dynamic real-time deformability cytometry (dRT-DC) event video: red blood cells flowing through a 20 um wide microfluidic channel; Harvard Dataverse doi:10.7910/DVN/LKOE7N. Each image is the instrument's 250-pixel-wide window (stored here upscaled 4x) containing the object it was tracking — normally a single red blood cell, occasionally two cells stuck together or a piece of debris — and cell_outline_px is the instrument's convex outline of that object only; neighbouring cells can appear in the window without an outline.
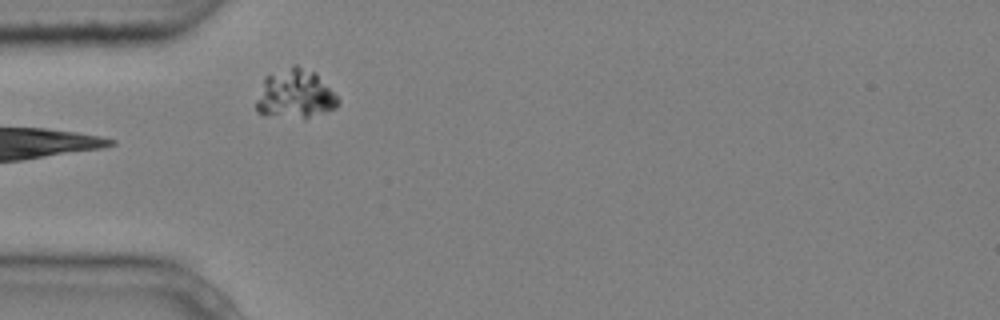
{"species": "common noctule bat (a hibernating species)", "species_latin": "Nyctalus noctula", "temperature_condition": "cold", "stored_images_in_passage": 4, "camera_frame_rate_fps": 3000, "um_per_image_px": 0.085, "animal": {"sex": "male", "body_mass_g": 20.4}, "frame": {"image": 1, "passage_image": 3, "time_ms": 0.667, "image_size_px": [1000, 320], "cell_outline_px": [[340, 104], [336, 108], [304, 120], [264, 116], [256, 112], [256, 100], [264, 76], [292, 64], [296, 64], [316, 72], [340, 100]], "centroid_in_image_um": [25.06, 8.02], "position_along_channel_um": 59.9, "area_um2": 24.28}}
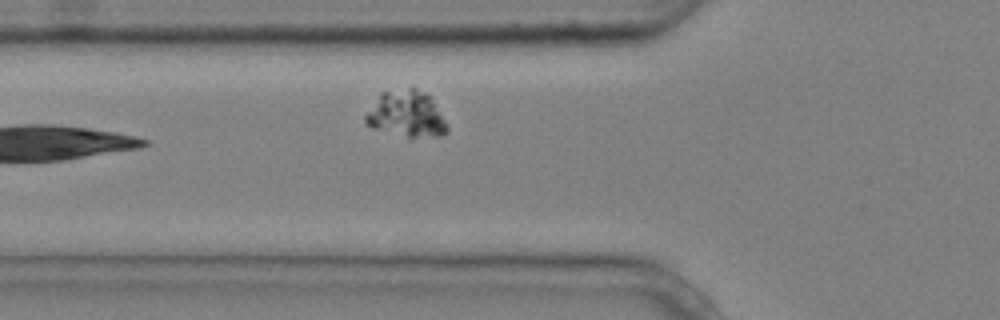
{"frame": {"image": 2, "passage_image": 4, "time_ms": 1.0, "image_size_px": [1000, 320], "cell_outline_px": [[448, 132], [440, 136], [408, 136], [372, 128], [364, 120], [364, 116], [380, 92], [408, 88], [416, 88], [428, 96], [432, 100], [444, 120], [448, 128]], "centroid_in_image_um": [34.51, 9.68], "position_along_channel_um": 91.3, "area_um2": 21.44}}